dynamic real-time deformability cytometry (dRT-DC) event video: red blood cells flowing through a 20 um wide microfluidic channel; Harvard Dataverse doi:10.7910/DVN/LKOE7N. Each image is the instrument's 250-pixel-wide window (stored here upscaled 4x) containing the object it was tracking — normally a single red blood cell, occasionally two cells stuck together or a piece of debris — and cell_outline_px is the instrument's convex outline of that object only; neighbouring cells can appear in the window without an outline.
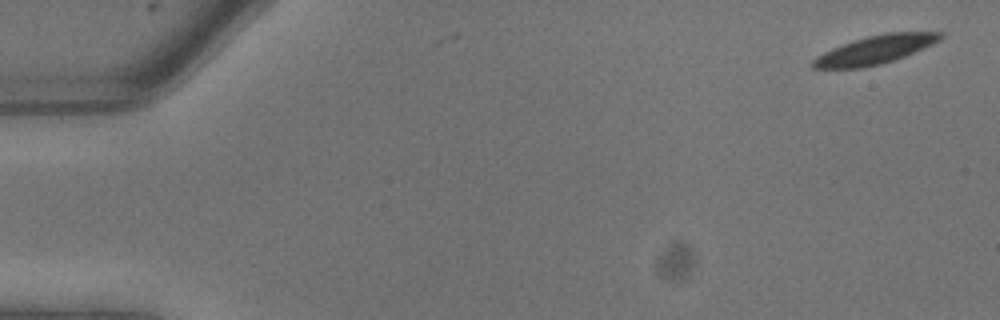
{"species": "common noctule bat (a hibernating species)", "species_latin": "Nyctalus noctula", "temperature_condition": "warm", "stored_images_in_passage": 3, "camera_frame_rate_fps": 3000, "um_per_image_px": 0.085, "animal": {"sex": "male", "body_mass_g": 13.3}, "frame": {"image": 1, "passage_image": 1, "time_ms": 0.0, "image_size_px": [1000, 320], "cell_outline_px": [[944, 36], [940, 40], [932, 44], [904, 56], [880, 64], [860, 68], [812, 68], [808, 64], [816, 56], [832, 48], [868, 36], [884, 32], [944, 32]], "centroid_in_image_um": [74.36, 4.23], "position_along_channel_um": 10.6, "area_um2": 20.87}}